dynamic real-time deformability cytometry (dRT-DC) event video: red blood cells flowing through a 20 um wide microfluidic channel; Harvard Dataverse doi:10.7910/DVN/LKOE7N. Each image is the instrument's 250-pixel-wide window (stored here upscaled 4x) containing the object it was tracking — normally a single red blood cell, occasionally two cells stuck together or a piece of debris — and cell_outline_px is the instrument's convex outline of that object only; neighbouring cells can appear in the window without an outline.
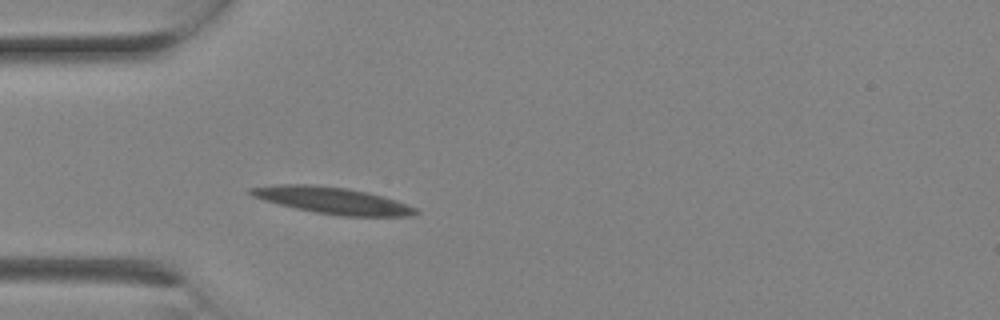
{"species": "Egyptian fruit bat (a non-hibernating species)", "species_latin": "Rousettus aegyptiacus", "temperature_condition": "room temperature", "stored_images_in_passage": 3, "camera_frame_rate_fps": 3000, "um_per_image_px": 0.085, "animal": {"sex": "female"}, "frame": {"image": 1, "passage_image": 3, "time_ms": 0.667, "image_size_px": [1000, 320], "cell_outline_px": [[420, 212], [412, 216], [340, 216], [316, 212], [296, 208], [264, 200], [252, 196], [248, 192], [248, 188], [276, 184], [312, 184], [348, 188], [368, 192], [396, 200], [408, 204], [416, 208]], "centroid_in_image_um": [28.27, 17.03], "position_along_channel_um": 56.7, "area_um2": 25.66}}